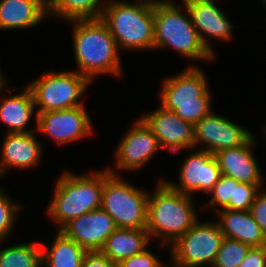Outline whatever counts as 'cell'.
Here are the masks:
<instances>
[{
  "label": "cell",
  "instance_id": "obj_34",
  "mask_svg": "<svg viewBox=\"0 0 266 267\" xmlns=\"http://www.w3.org/2000/svg\"><path fill=\"white\" fill-rule=\"evenodd\" d=\"M82 267H117V264L100 251H92L84 255Z\"/></svg>",
  "mask_w": 266,
  "mask_h": 267
},
{
  "label": "cell",
  "instance_id": "obj_22",
  "mask_svg": "<svg viewBox=\"0 0 266 267\" xmlns=\"http://www.w3.org/2000/svg\"><path fill=\"white\" fill-rule=\"evenodd\" d=\"M152 240L146 229L117 228L106 240L100 252L115 264L143 252Z\"/></svg>",
  "mask_w": 266,
  "mask_h": 267
},
{
  "label": "cell",
  "instance_id": "obj_32",
  "mask_svg": "<svg viewBox=\"0 0 266 267\" xmlns=\"http://www.w3.org/2000/svg\"><path fill=\"white\" fill-rule=\"evenodd\" d=\"M250 212L259 224L262 234L266 239V187L261 189L255 196Z\"/></svg>",
  "mask_w": 266,
  "mask_h": 267
},
{
  "label": "cell",
  "instance_id": "obj_13",
  "mask_svg": "<svg viewBox=\"0 0 266 267\" xmlns=\"http://www.w3.org/2000/svg\"><path fill=\"white\" fill-rule=\"evenodd\" d=\"M187 8L192 24L207 50L217 58V51L212 45L215 42L230 43L235 38V26L219 4L222 0H180ZM218 2V3H217ZM227 14H226V13ZM234 28V29H233Z\"/></svg>",
  "mask_w": 266,
  "mask_h": 267
},
{
  "label": "cell",
  "instance_id": "obj_12",
  "mask_svg": "<svg viewBox=\"0 0 266 267\" xmlns=\"http://www.w3.org/2000/svg\"><path fill=\"white\" fill-rule=\"evenodd\" d=\"M186 151L188 152L184 159L179 163L176 175L178 181L177 179L172 181L171 178L168 180L165 176L163 179L174 190L184 195L194 198L202 192V195L207 196L222 175L218 161L214 154L206 150L192 148Z\"/></svg>",
  "mask_w": 266,
  "mask_h": 267
},
{
  "label": "cell",
  "instance_id": "obj_2",
  "mask_svg": "<svg viewBox=\"0 0 266 267\" xmlns=\"http://www.w3.org/2000/svg\"><path fill=\"white\" fill-rule=\"evenodd\" d=\"M163 178H157L149 192L146 228L152 242L159 243L158 252L169 249L202 216L196 198L174 190Z\"/></svg>",
  "mask_w": 266,
  "mask_h": 267
},
{
  "label": "cell",
  "instance_id": "obj_38",
  "mask_svg": "<svg viewBox=\"0 0 266 267\" xmlns=\"http://www.w3.org/2000/svg\"><path fill=\"white\" fill-rule=\"evenodd\" d=\"M260 5L262 4V7H264V11L266 10V0H259Z\"/></svg>",
  "mask_w": 266,
  "mask_h": 267
},
{
  "label": "cell",
  "instance_id": "obj_4",
  "mask_svg": "<svg viewBox=\"0 0 266 267\" xmlns=\"http://www.w3.org/2000/svg\"><path fill=\"white\" fill-rule=\"evenodd\" d=\"M166 49L189 59V63L196 61L187 67H199V61H216L202 43L186 6L177 0L154 2V51Z\"/></svg>",
  "mask_w": 266,
  "mask_h": 267
},
{
  "label": "cell",
  "instance_id": "obj_1",
  "mask_svg": "<svg viewBox=\"0 0 266 267\" xmlns=\"http://www.w3.org/2000/svg\"><path fill=\"white\" fill-rule=\"evenodd\" d=\"M67 22L72 26L74 70L94 84L102 75L124 79L122 53L107 24L101 18Z\"/></svg>",
  "mask_w": 266,
  "mask_h": 267
},
{
  "label": "cell",
  "instance_id": "obj_19",
  "mask_svg": "<svg viewBox=\"0 0 266 267\" xmlns=\"http://www.w3.org/2000/svg\"><path fill=\"white\" fill-rule=\"evenodd\" d=\"M256 133L243 145L217 152L214 156L218 161L221 174L230 176L239 182L254 185H266L254 149L259 144Z\"/></svg>",
  "mask_w": 266,
  "mask_h": 267
},
{
  "label": "cell",
  "instance_id": "obj_17",
  "mask_svg": "<svg viewBox=\"0 0 266 267\" xmlns=\"http://www.w3.org/2000/svg\"><path fill=\"white\" fill-rule=\"evenodd\" d=\"M23 88L19 93H14L18 90L17 85L10 87L8 82L0 91V125L5 126V133L37 131L38 114L34 96L27 85ZM33 118L35 125L32 127L30 123Z\"/></svg>",
  "mask_w": 266,
  "mask_h": 267
},
{
  "label": "cell",
  "instance_id": "obj_15",
  "mask_svg": "<svg viewBox=\"0 0 266 267\" xmlns=\"http://www.w3.org/2000/svg\"><path fill=\"white\" fill-rule=\"evenodd\" d=\"M4 134L0 146V181L8 172L31 171L41 166L46 151L37 131Z\"/></svg>",
  "mask_w": 266,
  "mask_h": 267
},
{
  "label": "cell",
  "instance_id": "obj_5",
  "mask_svg": "<svg viewBox=\"0 0 266 267\" xmlns=\"http://www.w3.org/2000/svg\"><path fill=\"white\" fill-rule=\"evenodd\" d=\"M101 19L107 24L120 52L154 51V2L110 0Z\"/></svg>",
  "mask_w": 266,
  "mask_h": 267
},
{
  "label": "cell",
  "instance_id": "obj_16",
  "mask_svg": "<svg viewBox=\"0 0 266 267\" xmlns=\"http://www.w3.org/2000/svg\"><path fill=\"white\" fill-rule=\"evenodd\" d=\"M139 116L153 131L162 151L174 155L195 148L194 125L183 121L173 111L158 104L155 109Z\"/></svg>",
  "mask_w": 266,
  "mask_h": 267
},
{
  "label": "cell",
  "instance_id": "obj_39",
  "mask_svg": "<svg viewBox=\"0 0 266 267\" xmlns=\"http://www.w3.org/2000/svg\"><path fill=\"white\" fill-rule=\"evenodd\" d=\"M160 267H168V262L167 263H163Z\"/></svg>",
  "mask_w": 266,
  "mask_h": 267
},
{
  "label": "cell",
  "instance_id": "obj_29",
  "mask_svg": "<svg viewBox=\"0 0 266 267\" xmlns=\"http://www.w3.org/2000/svg\"><path fill=\"white\" fill-rule=\"evenodd\" d=\"M263 188L265 185H254L234 179V201H229L224 209L250 211L255 196Z\"/></svg>",
  "mask_w": 266,
  "mask_h": 267
},
{
  "label": "cell",
  "instance_id": "obj_6",
  "mask_svg": "<svg viewBox=\"0 0 266 267\" xmlns=\"http://www.w3.org/2000/svg\"><path fill=\"white\" fill-rule=\"evenodd\" d=\"M26 85L33 93L38 114L86 105L85 93L93 83L75 70H46Z\"/></svg>",
  "mask_w": 266,
  "mask_h": 267
},
{
  "label": "cell",
  "instance_id": "obj_3",
  "mask_svg": "<svg viewBox=\"0 0 266 267\" xmlns=\"http://www.w3.org/2000/svg\"><path fill=\"white\" fill-rule=\"evenodd\" d=\"M76 173L70 169L61 172L53 185L52 198L45 207V214L58 226L57 231L72 219L101 208L104 167Z\"/></svg>",
  "mask_w": 266,
  "mask_h": 267
},
{
  "label": "cell",
  "instance_id": "obj_20",
  "mask_svg": "<svg viewBox=\"0 0 266 267\" xmlns=\"http://www.w3.org/2000/svg\"><path fill=\"white\" fill-rule=\"evenodd\" d=\"M48 19V0H0V30H25Z\"/></svg>",
  "mask_w": 266,
  "mask_h": 267
},
{
  "label": "cell",
  "instance_id": "obj_23",
  "mask_svg": "<svg viewBox=\"0 0 266 267\" xmlns=\"http://www.w3.org/2000/svg\"><path fill=\"white\" fill-rule=\"evenodd\" d=\"M50 239L40 240L42 246V267H82L87 251L74 240L54 231Z\"/></svg>",
  "mask_w": 266,
  "mask_h": 267
},
{
  "label": "cell",
  "instance_id": "obj_9",
  "mask_svg": "<svg viewBox=\"0 0 266 267\" xmlns=\"http://www.w3.org/2000/svg\"><path fill=\"white\" fill-rule=\"evenodd\" d=\"M223 238L215 218L206 221L199 218L169 247L167 254L182 265L211 267Z\"/></svg>",
  "mask_w": 266,
  "mask_h": 267
},
{
  "label": "cell",
  "instance_id": "obj_24",
  "mask_svg": "<svg viewBox=\"0 0 266 267\" xmlns=\"http://www.w3.org/2000/svg\"><path fill=\"white\" fill-rule=\"evenodd\" d=\"M110 0H48V17L60 21L101 18Z\"/></svg>",
  "mask_w": 266,
  "mask_h": 267
},
{
  "label": "cell",
  "instance_id": "obj_37",
  "mask_svg": "<svg viewBox=\"0 0 266 267\" xmlns=\"http://www.w3.org/2000/svg\"><path fill=\"white\" fill-rule=\"evenodd\" d=\"M261 130H262V134H263V137H264L263 140H266V123H265V125L262 126Z\"/></svg>",
  "mask_w": 266,
  "mask_h": 267
},
{
  "label": "cell",
  "instance_id": "obj_7",
  "mask_svg": "<svg viewBox=\"0 0 266 267\" xmlns=\"http://www.w3.org/2000/svg\"><path fill=\"white\" fill-rule=\"evenodd\" d=\"M124 179L104 168L101 208L114 219L117 228L146 229L149 190Z\"/></svg>",
  "mask_w": 266,
  "mask_h": 267
},
{
  "label": "cell",
  "instance_id": "obj_8",
  "mask_svg": "<svg viewBox=\"0 0 266 267\" xmlns=\"http://www.w3.org/2000/svg\"><path fill=\"white\" fill-rule=\"evenodd\" d=\"M113 149L114 166L105 167L110 173L117 175L142 170L153 160L152 157L160 153L158 150L162 151L153 131L140 116L125 130Z\"/></svg>",
  "mask_w": 266,
  "mask_h": 267
},
{
  "label": "cell",
  "instance_id": "obj_14",
  "mask_svg": "<svg viewBox=\"0 0 266 267\" xmlns=\"http://www.w3.org/2000/svg\"><path fill=\"white\" fill-rule=\"evenodd\" d=\"M235 121L212 110L194 125L195 148L215 155L245 144L255 132Z\"/></svg>",
  "mask_w": 266,
  "mask_h": 267
},
{
  "label": "cell",
  "instance_id": "obj_35",
  "mask_svg": "<svg viewBox=\"0 0 266 267\" xmlns=\"http://www.w3.org/2000/svg\"><path fill=\"white\" fill-rule=\"evenodd\" d=\"M170 258V259H169ZM168 267H204V266H187L175 262L170 256L168 257Z\"/></svg>",
  "mask_w": 266,
  "mask_h": 267
},
{
  "label": "cell",
  "instance_id": "obj_33",
  "mask_svg": "<svg viewBox=\"0 0 266 267\" xmlns=\"http://www.w3.org/2000/svg\"><path fill=\"white\" fill-rule=\"evenodd\" d=\"M238 267H266V245L251 247Z\"/></svg>",
  "mask_w": 266,
  "mask_h": 267
},
{
  "label": "cell",
  "instance_id": "obj_30",
  "mask_svg": "<svg viewBox=\"0 0 266 267\" xmlns=\"http://www.w3.org/2000/svg\"><path fill=\"white\" fill-rule=\"evenodd\" d=\"M213 107L214 105L212 103L176 104V109L173 112L183 121L195 125L214 110Z\"/></svg>",
  "mask_w": 266,
  "mask_h": 267
},
{
  "label": "cell",
  "instance_id": "obj_11",
  "mask_svg": "<svg viewBox=\"0 0 266 267\" xmlns=\"http://www.w3.org/2000/svg\"><path fill=\"white\" fill-rule=\"evenodd\" d=\"M173 75H165L158 94L160 106L169 111L176 109V104L213 103L212 90L208 74L204 68L184 67Z\"/></svg>",
  "mask_w": 266,
  "mask_h": 267
},
{
  "label": "cell",
  "instance_id": "obj_28",
  "mask_svg": "<svg viewBox=\"0 0 266 267\" xmlns=\"http://www.w3.org/2000/svg\"><path fill=\"white\" fill-rule=\"evenodd\" d=\"M207 198H209V201L202 204L201 212H203L205 208L204 211L212 209L214 213L224 209L229 204V201H234V178L222 174L219 181L208 193Z\"/></svg>",
  "mask_w": 266,
  "mask_h": 267
},
{
  "label": "cell",
  "instance_id": "obj_21",
  "mask_svg": "<svg viewBox=\"0 0 266 267\" xmlns=\"http://www.w3.org/2000/svg\"><path fill=\"white\" fill-rule=\"evenodd\" d=\"M214 216L224 237L241 241L251 247L266 245L261 228L250 211L221 209Z\"/></svg>",
  "mask_w": 266,
  "mask_h": 267
},
{
  "label": "cell",
  "instance_id": "obj_31",
  "mask_svg": "<svg viewBox=\"0 0 266 267\" xmlns=\"http://www.w3.org/2000/svg\"><path fill=\"white\" fill-rule=\"evenodd\" d=\"M164 262L167 261H162L149 246L143 252L121 261L117 267H160Z\"/></svg>",
  "mask_w": 266,
  "mask_h": 267
},
{
  "label": "cell",
  "instance_id": "obj_40",
  "mask_svg": "<svg viewBox=\"0 0 266 267\" xmlns=\"http://www.w3.org/2000/svg\"><path fill=\"white\" fill-rule=\"evenodd\" d=\"M148 1H151V2H160V1H163V0H148Z\"/></svg>",
  "mask_w": 266,
  "mask_h": 267
},
{
  "label": "cell",
  "instance_id": "obj_27",
  "mask_svg": "<svg viewBox=\"0 0 266 267\" xmlns=\"http://www.w3.org/2000/svg\"><path fill=\"white\" fill-rule=\"evenodd\" d=\"M251 246L224 237L211 267H238Z\"/></svg>",
  "mask_w": 266,
  "mask_h": 267
},
{
  "label": "cell",
  "instance_id": "obj_36",
  "mask_svg": "<svg viewBox=\"0 0 266 267\" xmlns=\"http://www.w3.org/2000/svg\"><path fill=\"white\" fill-rule=\"evenodd\" d=\"M8 82V77H6L3 71H0V91Z\"/></svg>",
  "mask_w": 266,
  "mask_h": 267
},
{
  "label": "cell",
  "instance_id": "obj_26",
  "mask_svg": "<svg viewBox=\"0 0 266 267\" xmlns=\"http://www.w3.org/2000/svg\"><path fill=\"white\" fill-rule=\"evenodd\" d=\"M25 206L23 202L13 199L0 183V242H7L13 237V233L16 232L15 226H18L20 214L25 211Z\"/></svg>",
  "mask_w": 266,
  "mask_h": 267
},
{
  "label": "cell",
  "instance_id": "obj_25",
  "mask_svg": "<svg viewBox=\"0 0 266 267\" xmlns=\"http://www.w3.org/2000/svg\"><path fill=\"white\" fill-rule=\"evenodd\" d=\"M26 241L10 246L9 241L0 242V267H42L40 241Z\"/></svg>",
  "mask_w": 266,
  "mask_h": 267
},
{
  "label": "cell",
  "instance_id": "obj_18",
  "mask_svg": "<svg viewBox=\"0 0 266 267\" xmlns=\"http://www.w3.org/2000/svg\"><path fill=\"white\" fill-rule=\"evenodd\" d=\"M116 229L114 219L103 208H98L72 219L59 231L87 252H92L100 251Z\"/></svg>",
  "mask_w": 266,
  "mask_h": 267
},
{
  "label": "cell",
  "instance_id": "obj_10",
  "mask_svg": "<svg viewBox=\"0 0 266 267\" xmlns=\"http://www.w3.org/2000/svg\"><path fill=\"white\" fill-rule=\"evenodd\" d=\"M86 105L38 113L37 132L57 146L87 140L95 134L93 118Z\"/></svg>",
  "mask_w": 266,
  "mask_h": 267
}]
</instances>
